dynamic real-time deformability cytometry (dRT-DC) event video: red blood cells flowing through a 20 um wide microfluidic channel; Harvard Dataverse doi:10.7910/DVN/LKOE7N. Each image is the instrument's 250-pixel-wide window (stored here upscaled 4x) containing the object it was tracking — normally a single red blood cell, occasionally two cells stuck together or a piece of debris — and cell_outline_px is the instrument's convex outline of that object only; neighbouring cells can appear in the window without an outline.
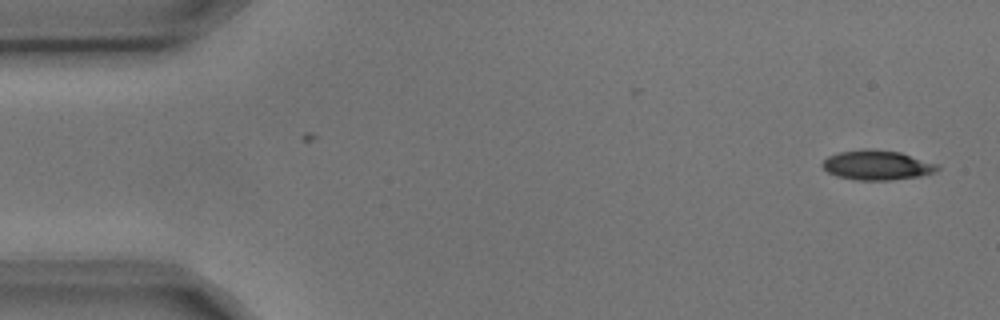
{"species": "common noctule bat (a hibernating species)", "species_latin": "Nyctalus noctula", "temperature_condition": "cold", "stored_images_in_passage": 10, "camera_frame_rate_fps": 3000, "um_per_image_px": 0.085, "animal": {"sex": "male", "body_mass_g": 17.9, "forearm_length_mm": 54.2}, "frame": {"image": 1, "passage_image": 1, "time_ms": 0.0, "image_size_px": [1000, 320], "cell_outline_px": [[940, 168], [936, 172], [920, 176], [892, 180], [856, 180], [836, 176], [828, 172], [820, 164], [828, 156], [840, 152], [864, 148], [900, 152], [940, 164]], "centroid_in_image_um": [74.57, 14.04], "position_along_channel_um": 10.4, "area_um2": 20.06}}
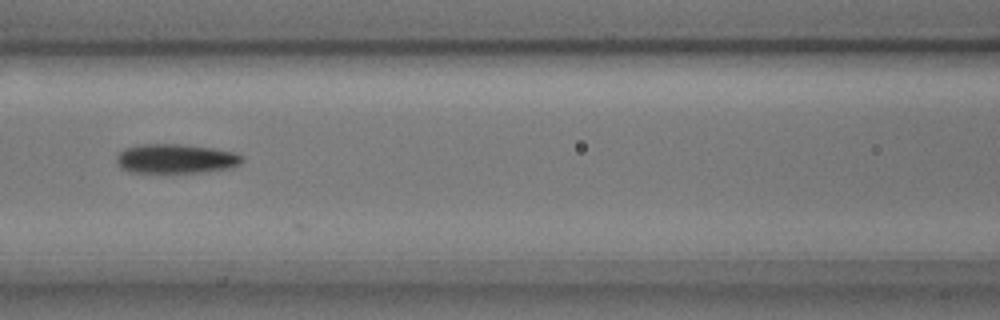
{"frame": {"image": 2, "passage_image": 7, "time_ms": 2.0, "image_size_px": [1000, 320], "cell_outline_px": [[244, 160], [240, 164], [232, 168], [200, 172], [128, 172], [120, 168], [116, 160], [116, 156], [124, 148], [140, 144], [176, 144], [212, 148], [232, 152], [244, 156]], "centroid_in_image_um": [14.93, 13.49], "position_along_channel_um": 151.7, "area_um2": 21.5}}
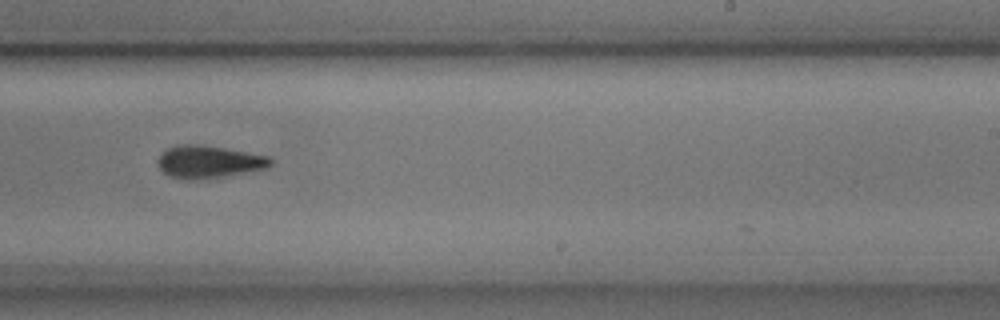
{"frame": {"image": 3, "passage_image": 10, "time_ms": 3.0, "image_size_px": [1000, 320], "cell_outline_px": [[276, 160], [268, 168], [220, 176], [172, 176], [164, 172], [160, 168], [156, 160], [160, 152], [176, 144], [196, 144], [224, 148], [272, 156]], "centroid_in_image_um": [17.81, 13.68], "position_along_channel_um": 271.2, "area_um2": 20.63}}